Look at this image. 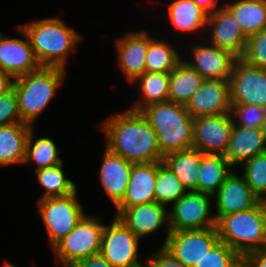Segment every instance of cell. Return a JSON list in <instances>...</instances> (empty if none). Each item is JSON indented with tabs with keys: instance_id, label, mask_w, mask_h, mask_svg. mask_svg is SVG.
<instances>
[{
	"instance_id": "6da1fadb",
	"label": "cell",
	"mask_w": 266,
	"mask_h": 267,
	"mask_svg": "<svg viewBox=\"0 0 266 267\" xmlns=\"http://www.w3.org/2000/svg\"><path fill=\"white\" fill-rule=\"evenodd\" d=\"M106 148L134 164L163 162L156 132L147 118L137 111L126 109L100 124Z\"/></svg>"
},
{
	"instance_id": "7a4b0ae2",
	"label": "cell",
	"mask_w": 266,
	"mask_h": 267,
	"mask_svg": "<svg viewBox=\"0 0 266 267\" xmlns=\"http://www.w3.org/2000/svg\"><path fill=\"white\" fill-rule=\"evenodd\" d=\"M19 27L27 34L39 64L46 67L66 69L68 54L83 39L60 17L43 18Z\"/></svg>"
},
{
	"instance_id": "3957f363",
	"label": "cell",
	"mask_w": 266,
	"mask_h": 267,
	"mask_svg": "<svg viewBox=\"0 0 266 267\" xmlns=\"http://www.w3.org/2000/svg\"><path fill=\"white\" fill-rule=\"evenodd\" d=\"M66 71L59 67L41 66L15 78L13 88L22 123L33 127L34 121L53 100L57 88L65 82Z\"/></svg>"
},
{
	"instance_id": "277c9868",
	"label": "cell",
	"mask_w": 266,
	"mask_h": 267,
	"mask_svg": "<svg viewBox=\"0 0 266 267\" xmlns=\"http://www.w3.org/2000/svg\"><path fill=\"white\" fill-rule=\"evenodd\" d=\"M219 240L242 258L266 248V201L243 212L221 216L216 221Z\"/></svg>"
},
{
	"instance_id": "5b68a950",
	"label": "cell",
	"mask_w": 266,
	"mask_h": 267,
	"mask_svg": "<svg viewBox=\"0 0 266 267\" xmlns=\"http://www.w3.org/2000/svg\"><path fill=\"white\" fill-rule=\"evenodd\" d=\"M141 113L156 132L164 155L193 148V120L185 105L170 101L152 104Z\"/></svg>"
},
{
	"instance_id": "8992f818",
	"label": "cell",
	"mask_w": 266,
	"mask_h": 267,
	"mask_svg": "<svg viewBox=\"0 0 266 267\" xmlns=\"http://www.w3.org/2000/svg\"><path fill=\"white\" fill-rule=\"evenodd\" d=\"M104 224L96 216L86 215L76 227L53 248L55 261L71 267L77 261L100 253Z\"/></svg>"
},
{
	"instance_id": "52a82bcc",
	"label": "cell",
	"mask_w": 266,
	"mask_h": 267,
	"mask_svg": "<svg viewBox=\"0 0 266 267\" xmlns=\"http://www.w3.org/2000/svg\"><path fill=\"white\" fill-rule=\"evenodd\" d=\"M77 190L63 197L38 200V214L45 225L49 245L53 248L86 216L77 199Z\"/></svg>"
},
{
	"instance_id": "ba28073f",
	"label": "cell",
	"mask_w": 266,
	"mask_h": 267,
	"mask_svg": "<svg viewBox=\"0 0 266 267\" xmlns=\"http://www.w3.org/2000/svg\"><path fill=\"white\" fill-rule=\"evenodd\" d=\"M138 238L117 216L104 224L100 254L113 267H137L142 264Z\"/></svg>"
},
{
	"instance_id": "9c48e42d",
	"label": "cell",
	"mask_w": 266,
	"mask_h": 267,
	"mask_svg": "<svg viewBox=\"0 0 266 267\" xmlns=\"http://www.w3.org/2000/svg\"><path fill=\"white\" fill-rule=\"evenodd\" d=\"M213 196L201 192L188 191L174 202L169 213L171 231L200 230L216 227V219L211 213Z\"/></svg>"
},
{
	"instance_id": "30bf717a",
	"label": "cell",
	"mask_w": 266,
	"mask_h": 267,
	"mask_svg": "<svg viewBox=\"0 0 266 267\" xmlns=\"http://www.w3.org/2000/svg\"><path fill=\"white\" fill-rule=\"evenodd\" d=\"M218 241L216 227L171 231L163 247L186 267H194Z\"/></svg>"
},
{
	"instance_id": "8fae6325",
	"label": "cell",
	"mask_w": 266,
	"mask_h": 267,
	"mask_svg": "<svg viewBox=\"0 0 266 267\" xmlns=\"http://www.w3.org/2000/svg\"><path fill=\"white\" fill-rule=\"evenodd\" d=\"M230 84L231 105L266 104V69L247 64L238 58L233 66Z\"/></svg>"
},
{
	"instance_id": "7c38bea8",
	"label": "cell",
	"mask_w": 266,
	"mask_h": 267,
	"mask_svg": "<svg viewBox=\"0 0 266 267\" xmlns=\"http://www.w3.org/2000/svg\"><path fill=\"white\" fill-rule=\"evenodd\" d=\"M233 126L231 113L194 118L193 148L203 154L225 155Z\"/></svg>"
},
{
	"instance_id": "4fadbf2b",
	"label": "cell",
	"mask_w": 266,
	"mask_h": 267,
	"mask_svg": "<svg viewBox=\"0 0 266 267\" xmlns=\"http://www.w3.org/2000/svg\"><path fill=\"white\" fill-rule=\"evenodd\" d=\"M207 29L210 27L209 43L231 51L238 58L244 54L248 36L242 31L231 11L222 4L208 15Z\"/></svg>"
},
{
	"instance_id": "5bb4252c",
	"label": "cell",
	"mask_w": 266,
	"mask_h": 267,
	"mask_svg": "<svg viewBox=\"0 0 266 267\" xmlns=\"http://www.w3.org/2000/svg\"><path fill=\"white\" fill-rule=\"evenodd\" d=\"M153 38L145 30L126 32L115 41L117 65L127 82L133 83L146 72V53Z\"/></svg>"
},
{
	"instance_id": "9a60e30c",
	"label": "cell",
	"mask_w": 266,
	"mask_h": 267,
	"mask_svg": "<svg viewBox=\"0 0 266 267\" xmlns=\"http://www.w3.org/2000/svg\"><path fill=\"white\" fill-rule=\"evenodd\" d=\"M191 57L186 63L196 70L205 80H227L229 81L235 61L238 59L231 51L221 49L208 42L204 44L191 45Z\"/></svg>"
},
{
	"instance_id": "2e32d148",
	"label": "cell",
	"mask_w": 266,
	"mask_h": 267,
	"mask_svg": "<svg viewBox=\"0 0 266 267\" xmlns=\"http://www.w3.org/2000/svg\"><path fill=\"white\" fill-rule=\"evenodd\" d=\"M185 107L193 118L231 113L229 81L204 80Z\"/></svg>"
},
{
	"instance_id": "e0dca14e",
	"label": "cell",
	"mask_w": 266,
	"mask_h": 267,
	"mask_svg": "<svg viewBox=\"0 0 266 267\" xmlns=\"http://www.w3.org/2000/svg\"><path fill=\"white\" fill-rule=\"evenodd\" d=\"M168 210L167 206L155 201L126 207L116 216L140 239L155 234L163 225H166L167 234L163 246L171 233Z\"/></svg>"
},
{
	"instance_id": "ac0fdd59",
	"label": "cell",
	"mask_w": 266,
	"mask_h": 267,
	"mask_svg": "<svg viewBox=\"0 0 266 267\" xmlns=\"http://www.w3.org/2000/svg\"><path fill=\"white\" fill-rule=\"evenodd\" d=\"M17 30L26 40L9 39L0 31V71L10 74L14 78L41 67L27 34L19 26Z\"/></svg>"
},
{
	"instance_id": "d6986e66",
	"label": "cell",
	"mask_w": 266,
	"mask_h": 267,
	"mask_svg": "<svg viewBox=\"0 0 266 267\" xmlns=\"http://www.w3.org/2000/svg\"><path fill=\"white\" fill-rule=\"evenodd\" d=\"M216 202V221L223 215L243 212L254 207L260 200L252 193L243 175L233 170L213 195Z\"/></svg>"
},
{
	"instance_id": "ffe728a7",
	"label": "cell",
	"mask_w": 266,
	"mask_h": 267,
	"mask_svg": "<svg viewBox=\"0 0 266 267\" xmlns=\"http://www.w3.org/2000/svg\"><path fill=\"white\" fill-rule=\"evenodd\" d=\"M102 158L98 180L116 207L125 196L134 163L113 154L108 148H105Z\"/></svg>"
},
{
	"instance_id": "44dd1931",
	"label": "cell",
	"mask_w": 266,
	"mask_h": 267,
	"mask_svg": "<svg viewBox=\"0 0 266 267\" xmlns=\"http://www.w3.org/2000/svg\"><path fill=\"white\" fill-rule=\"evenodd\" d=\"M157 162L133 164L129 184L115 216L124 208L155 202Z\"/></svg>"
},
{
	"instance_id": "7402d4cb",
	"label": "cell",
	"mask_w": 266,
	"mask_h": 267,
	"mask_svg": "<svg viewBox=\"0 0 266 267\" xmlns=\"http://www.w3.org/2000/svg\"><path fill=\"white\" fill-rule=\"evenodd\" d=\"M266 152V129L235 125L225 153L230 165L235 168L254 156Z\"/></svg>"
},
{
	"instance_id": "603a6c76",
	"label": "cell",
	"mask_w": 266,
	"mask_h": 267,
	"mask_svg": "<svg viewBox=\"0 0 266 267\" xmlns=\"http://www.w3.org/2000/svg\"><path fill=\"white\" fill-rule=\"evenodd\" d=\"M31 128L25 123L0 126V167L23 165Z\"/></svg>"
},
{
	"instance_id": "cb8c5ba5",
	"label": "cell",
	"mask_w": 266,
	"mask_h": 267,
	"mask_svg": "<svg viewBox=\"0 0 266 267\" xmlns=\"http://www.w3.org/2000/svg\"><path fill=\"white\" fill-rule=\"evenodd\" d=\"M204 154L195 148L164 155L163 163L181 180L187 191L197 188L198 172Z\"/></svg>"
},
{
	"instance_id": "d4e9b609",
	"label": "cell",
	"mask_w": 266,
	"mask_h": 267,
	"mask_svg": "<svg viewBox=\"0 0 266 267\" xmlns=\"http://www.w3.org/2000/svg\"><path fill=\"white\" fill-rule=\"evenodd\" d=\"M167 13L173 27L183 34L197 33L204 28L206 32L209 14L192 0H173Z\"/></svg>"
},
{
	"instance_id": "484cf974",
	"label": "cell",
	"mask_w": 266,
	"mask_h": 267,
	"mask_svg": "<svg viewBox=\"0 0 266 267\" xmlns=\"http://www.w3.org/2000/svg\"><path fill=\"white\" fill-rule=\"evenodd\" d=\"M233 169L224 155L204 154L199 166L196 192L213 196Z\"/></svg>"
},
{
	"instance_id": "4316f807",
	"label": "cell",
	"mask_w": 266,
	"mask_h": 267,
	"mask_svg": "<svg viewBox=\"0 0 266 267\" xmlns=\"http://www.w3.org/2000/svg\"><path fill=\"white\" fill-rule=\"evenodd\" d=\"M168 101L186 105L204 78L183 59L170 73Z\"/></svg>"
},
{
	"instance_id": "83f0119b",
	"label": "cell",
	"mask_w": 266,
	"mask_h": 267,
	"mask_svg": "<svg viewBox=\"0 0 266 267\" xmlns=\"http://www.w3.org/2000/svg\"><path fill=\"white\" fill-rule=\"evenodd\" d=\"M224 5L248 37L266 29V0H235Z\"/></svg>"
},
{
	"instance_id": "f1b7e54d",
	"label": "cell",
	"mask_w": 266,
	"mask_h": 267,
	"mask_svg": "<svg viewBox=\"0 0 266 267\" xmlns=\"http://www.w3.org/2000/svg\"><path fill=\"white\" fill-rule=\"evenodd\" d=\"M135 83L139 85L141 99L128 109L141 112L149 105L168 101L169 73L145 72L132 84Z\"/></svg>"
},
{
	"instance_id": "f546056e",
	"label": "cell",
	"mask_w": 266,
	"mask_h": 267,
	"mask_svg": "<svg viewBox=\"0 0 266 267\" xmlns=\"http://www.w3.org/2000/svg\"><path fill=\"white\" fill-rule=\"evenodd\" d=\"M34 127L31 128L27 144L26 154L23 165H31L33 162L36 164L34 171L57 166L63 163L59 158V152L62 149H57L56 143L49 137H40L34 140Z\"/></svg>"
},
{
	"instance_id": "4dcf8cb0",
	"label": "cell",
	"mask_w": 266,
	"mask_h": 267,
	"mask_svg": "<svg viewBox=\"0 0 266 267\" xmlns=\"http://www.w3.org/2000/svg\"><path fill=\"white\" fill-rule=\"evenodd\" d=\"M172 43L153 38L146 53V72L170 73L183 59Z\"/></svg>"
},
{
	"instance_id": "1f68e13d",
	"label": "cell",
	"mask_w": 266,
	"mask_h": 267,
	"mask_svg": "<svg viewBox=\"0 0 266 267\" xmlns=\"http://www.w3.org/2000/svg\"><path fill=\"white\" fill-rule=\"evenodd\" d=\"M62 166L63 163L34 171L39 184L45 190L38 200L67 196L78 189L72 180L66 178Z\"/></svg>"
},
{
	"instance_id": "d6a6232c",
	"label": "cell",
	"mask_w": 266,
	"mask_h": 267,
	"mask_svg": "<svg viewBox=\"0 0 266 267\" xmlns=\"http://www.w3.org/2000/svg\"><path fill=\"white\" fill-rule=\"evenodd\" d=\"M188 191L181 180L163 163L157 162L155 181L156 202L168 206L178 201Z\"/></svg>"
},
{
	"instance_id": "836d02e7",
	"label": "cell",
	"mask_w": 266,
	"mask_h": 267,
	"mask_svg": "<svg viewBox=\"0 0 266 267\" xmlns=\"http://www.w3.org/2000/svg\"><path fill=\"white\" fill-rule=\"evenodd\" d=\"M242 175L252 193L260 201H266V152L244 162Z\"/></svg>"
},
{
	"instance_id": "e575fe53",
	"label": "cell",
	"mask_w": 266,
	"mask_h": 267,
	"mask_svg": "<svg viewBox=\"0 0 266 267\" xmlns=\"http://www.w3.org/2000/svg\"><path fill=\"white\" fill-rule=\"evenodd\" d=\"M194 267H243V258L219 240Z\"/></svg>"
},
{
	"instance_id": "d590c367",
	"label": "cell",
	"mask_w": 266,
	"mask_h": 267,
	"mask_svg": "<svg viewBox=\"0 0 266 267\" xmlns=\"http://www.w3.org/2000/svg\"><path fill=\"white\" fill-rule=\"evenodd\" d=\"M241 59L251 66L266 69V29L248 37Z\"/></svg>"
},
{
	"instance_id": "8d00e7d4",
	"label": "cell",
	"mask_w": 266,
	"mask_h": 267,
	"mask_svg": "<svg viewBox=\"0 0 266 267\" xmlns=\"http://www.w3.org/2000/svg\"><path fill=\"white\" fill-rule=\"evenodd\" d=\"M231 115L235 125L265 129L263 110L257 105H231Z\"/></svg>"
},
{
	"instance_id": "74e56055",
	"label": "cell",
	"mask_w": 266,
	"mask_h": 267,
	"mask_svg": "<svg viewBox=\"0 0 266 267\" xmlns=\"http://www.w3.org/2000/svg\"><path fill=\"white\" fill-rule=\"evenodd\" d=\"M22 123L14 88L0 96V126Z\"/></svg>"
},
{
	"instance_id": "f35d334b",
	"label": "cell",
	"mask_w": 266,
	"mask_h": 267,
	"mask_svg": "<svg viewBox=\"0 0 266 267\" xmlns=\"http://www.w3.org/2000/svg\"><path fill=\"white\" fill-rule=\"evenodd\" d=\"M144 261H146L151 267H186L162 245L158 251L151 254Z\"/></svg>"
},
{
	"instance_id": "ab89813d",
	"label": "cell",
	"mask_w": 266,
	"mask_h": 267,
	"mask_svg": "<svg viewBox=\"0 0 266 267\" xmlns=\"http://www.w3.org/2000/svg\"><path fill=\"white\" fill-rule=\"evenodd\" d=\"M243 267H266V248L247 254L243 258Z\"/></svg>"
},
{
	"instance_id": "60d3db41",
	"label": "cell",
	"mask_w": 266,
	"mask_h": 267,
	"mask_svg": "<svg viewBox=\"0 0 266 267\" xmlns=\"http://www.w3.org/2000/svg\"><path fill=\"white\" fill-rule=\"evenodd\" d=\"M71 267H113L100 253L90 255L74 263Z\"/></svg>"
},
{
	"instance_id": "b9f144b4",
	"label": "cell",
	"mask_w": 266,
	"mask_h": 267,
	"mask_svg": "<svg viewBox=\"0 0 266 267\" xmlns=\"http://www.w3.org/2000/svg\"><path fill=\"white\" fill-rule=\"evenodd\" d=\"M15 78L10 74L0 71V96L5 95L13 89Z\"/></svg>"
},
{
	"instance_id": "7bdbcfd3",
	"label": "cell",
	"mask_w": 266,
	"mask_h": 267,
	"mask_svg": "<svg viewBox=\"0 0 266 267\" xmlns=\"http://www.w3.org/2000/svg\"><path fill=\"white\" fill-rule=\"evenodd\" d=\"M196 5H199L208 14L213 13L220 7L218 0H192Z\"/></svg>"
},
{
	"instance_id": "ee69618b",
	"label": "cell",
	"mask_w": 266,
	"mask_h": 267,
	"mask_svg": "<svg viewBox=\"0 0 266 267\" xmlns=\"http://www.w3.org/2000/svg\"><path fill=\"white\" fill-rule=\"evenodd\" d=\"M4 264H3V266L2 267H17V266H15V265H13L11 262H8V261H5V262H3Z\"/></svg>"
},
{
	"instance_id": "f6af8a7d",
	"label": "cell",
	"mask_w": 266,
	"mask_h": 267,
	"mask_svg": "<svg viewBox=\"0 0 266 267\" xmlns=\"http://www.w3.org/2000/svg\"><path fill=\"white\" fill-rule=\"evenodd\" d=\"M264 119H265V129H266V104L262 107Z\"/></svg>"
},
{
	"instance_id": "bcb514c9",
	"label": "cell",
	"mask_w": 266,
	"mask_h": 267,
	"mask_svg": "<svg viewBox=\"0 0 266 267\" xmlns=\"http://www.w3.org/2000/svg\"><path fill=\"white\" fill-rule=\"evenodd\" d=\"M144 264L138 265V267H151L146 261L143 262Z\"/></svg>"
}]
</instances>
